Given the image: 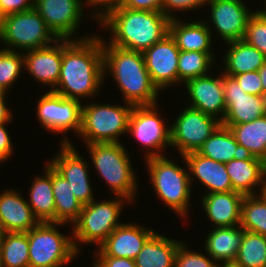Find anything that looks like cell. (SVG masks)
<instances>
[{
	"instance_id": "1",
	"label": "cell",
	"mask_w": 266,
	"mask_h": 267,
	"mask_svg": "<svg viewBox=\"0 0 266 267\" xmlns=\"http://www.w3.org/2000/svg\"><path fill=\"white\" fill-rule=\"evenodd\" d=\"M103 48L100 35L63 39L60 76L52 92L65 98L93 99L102 89Z\"/></svg>"
},
{
	"instance_id": "2",
	"label": "cell",
	"mask_w": 266,
	"mask_h": 267,
	"mask_svg": "<svg viewBox=\"0 0 266 267\" xmlns=\"http://www.w3.org/2000/svg\"><path fill=\"white\" fill-rule=\"evenodd\" d=\"M98 22L111 31L109 44L144 52L169 34L170 19L162 12L132 10L120 5L103 14Z\"/></svg>"
},
{
	"instance_id": "3",
	"label": "cell",
	"mask_w": 266,
	"mask_h": 267,
	"mask_svg": "<svg viewBox=\"0 0 266 267\" xmlns=\"http://www.w3.org/2000/svg\"><path fill=\"white\" fill-rule=\"evenodd\" d=\"M103 73L111 74L121 91L123 102L132 105L158 103L159 89L145 67L142 52L125 50L102 39Z\"/></svg>"
},
{
	"instance_id": "4",
	"label": "cell",
	"mask_w": 266,
	"mask_h": 267,
	"mask_svg": "<svg viewBox=\"0 0 266 267\" xmlns=\"http://www.w3.org/2000/svg\"><path fill=\"white\" fill-rule=\"evenodd\" d=\"M91 163L106 182L114 196H120L130 203L135 199L138 182L127 149L121 142L85 144Z\"/></svg>"
},
{
	"instance_id": "5",
	"label": "cell",
	"mask_w": 266,
	"mask_h": 267,
	"mask_svg": "<svg viewBox=\"0 0 266 267\" xmlns=\"http://www.w3.org/2000/svg\"><path fill=\"white\" fill-rule=\"evenodd\" d=\"M149 171V180L157 198L182 219L189 216L191 184L187 167L179 166L166 156L145 160Z\"/></svg>"
},
{
	"instance_id": "6",
	"label": "cell",
	"mask_w": 266,
	"mask_h": 267,
	"mask_svg": "<svg viewBox=\"0 0 266 267\" xmlns=\"http://www.w3.org/2000/svg\"><path fill=\"white\" fill-rule=\"evenodd\" d=\"M114 198L99 202L95 199L83 205L78 220L72 225L73 242L78 253L82 244H95L98 248L109 234L122 224L119 219L123 206L130 201L120 196Z\"/></svg>"
},
{
	"instance_id": "7",
	"label": "cell",
	"mask_w": 266,
	"mask_h": 267,
	"mask_svg": "<svg viewBox=\"0 0 266 267\" xmlns=\"http://www.w3.org/2000/svg\"><path fill=\"white\" fill-rule=\"evenodd\" d=\"M134 105H109L88 102L82 106L79 137L85 144L121 142L120 137L128 134L129 118Z\"/></svg>"
},
{
	"instance_id": "8",
	"label": "cell",
	"mask_w": 266,
	"mask_h": 267,
	"mask_svg": "<svg viewBox=\"0 0 266 267\" xmlns=\"http://www.w3.org/2000/svg\"><path fill=\"white\" fill-rule=\"evenodd\" d=\"M65 225L67 224L40 222L27 232L29 267L65 266L80 255L75 249L72 232L65 236L57 228Z\"/></svg>"
},
{
	"instance_id": "9",
	"label": "cell",
	"mask_w": 266,
	"mask_h": 267,
	"mask_svg": "<svg viewBox=\"0 0 266 267\" xmlns=\"http://www.w3.org/2000/svg\"><path fill=\"white\" fill-rule=\"evenodd\" d=\"M56 40L58 38L34 8L5 18L3 43L7 47L4 49L25 52L50 46Z\"/></svg>"
},
{
	"instance_id": "10",
	"label": "cell",
	"mask_w": 266,
	"mask_h": 267,
	"mask_svg": "<svg viewBox=\"0 0 266 267\" xmlns=\"http://www.w3.org/2000/svg\"><path fill=\"white\" fill-rule=\"evenodd\" d=\"M158 107L157 103L135 105L129 118L127 133L145 147V159L165 156L161 152L164 148L171 147L170 125L161 118Z\"/></svg>"
},
{
	"instance_id": "11",
	"label": "cell",
	"mask_w": 266,
	"mask_h": 267,
	"mask_svg": "<svg viewBox=\"0 0 266 267\" xmlns=\"http://www.w3.org/2000/svg\"><path fill=\"white\" fill-rule=\"evenodd\" d=\"M178 114L170 126L171 147L174 146L178 149L181 156L197 152L222 124L215 117L204 114L188 105Z\"/></svg>"
},
{
	"instance_id": "12",
	"label": "cell",
	"mask_w": 266,
	"mask_h": 267,
	"mask_svg": "<svg viewBox=\"0 0 266 267\" xmlns=\"http://www.w3.org/2000/svg\"><path fill=\"white\" fill-rule=\"evenodd\" d=\"M82 105L78 100L47 91L39 98L35 114L42 127L52 133L64 134L71 130L78 135Z\"/></svg>"
},
{
	"instance_id": "13",
	"label": "cell",
	"mask_w": 266,
	"mask_h": 267,
	"mask_svg": "<svg viewBox=\"0 0 266 267\" xmlns=\"http://www.w3.org/2000/svg\"><path fill=\"white\" fill-rule=\"evenodd\" d=\"M59 146L60 151L48 163L70 183L74 196L83 205L91 203L95 197L87 161L68 138H62Z\"/></svg>"
},
{
	"instance_id": "14",
	"label": "cell",
	"mask_w": 266,
	"mask_h": 267,
	"mask_svg": "<svg viewBox=\"0 0 266 267\" xmlns=\"http://www.w3.org/2000/svg\"><path fill=\"white\" fill-rule=\"evenodd\" d=\"M207 5L210 20L205 23L211 34L215 30L225 44L244 38L248 19L255 10L247 8L243 0H208Z\"/></svg>"
},
{
	"instance_id": "15",
	"label": "cell",
	"mask_w": 266,
	"mask_h": 267,
	"mask_svg": "<svg viewBox=\"0 0 266 267\" xmlns=\"http://www.w3.org/2000/svg\"><path fill=\"white\" fill-rule=\"evenodd\" d=\"M83 0H34V9L58 39H73L80 27Z\"/></svg>"
},
{
	"instance_id": "16",
	"label": "cell",
	"mask_w": 266,
	"mask_h": 267,
	"mask_svg": "<svg viewBox=\"0 0 266 267\" xmlns=\"http://www.w3.org/2000/svg\"><path fill=\"white\" fill-rule=\"evenodd\" d=\"M226 114L225 127L251 122L266 114V97L244 92L236 79L223 73Z\"/></svg>"
},
{
	"instance_id": "17",
	"label": "cell",
	"mask_w": 266,
	"mask_h": 267,
	"mask_svg": "<svg viewBox=\"0 0 266 267\" xmlns=\"http://www.w3.org/2000/svg\"><path fill=\"white\" fill-rule=\"evenodd\" d=\"M179 53L180 50L170 34L142 52L145 67L160 92L172 85L178 86Z\"/></svg>"
},
{
	"instance_id": "18",
	"label": "cell",
	"mask_w": 266,
	"mask_h": 267,
	"mask_svg": "<svg viewBox=\"0 0 266 267\" xmlns=\"http://www.w3.org/2000/svg\"><path fill=\"white\" fill-rule=\"evenodd\" d=\"M184 87L190 96L189 107L223 121L226 114L223 72L217 77L207 74L188 80Z\"/></svg>"
},
{
	"instance_id": "19",
	"label": "cell",
	"mask_w": 266,
	"mask_h": 267,
	"mask_svg": "<svg viewBox=\"0 0 266 267\" xmlns=\"http://www.w3.org/2000/svg\"><path fill=\"white\" fill-rule=\"evenodd\" d=\"M155 230L136 223H122L94 250V256H111L134 260Z\"/></svg>"
},
{
	"instance_id": "20",
	"label": "cell",
	"mask_w": 266,
	"mask_h": 267,
	"mask_svg": "<svg viewBox=\"0 0 266 267\" xmlns=\"http://www.w3.org/2000/svg\"><path fill=\"white\" fill-rule=\"evenodd\" d=\"M63 39L56 40L47 47L32 49L23 53L24 69L35 78L37 83L51 87L52 91L60 76L62 63Z\"/></svg>"
},
{
	"instance_id": "21",
	"label": "cell",
	"mask_w": 266,
	"mask_h": 267,
	"mask_svg": "<svg viewBox=\"0 0 266 267\" xmlns=\"http://www.w3.org/2000/svg\"><path fill=\"white\" fill-rule=\"evenodd\" d=\"M188 168L191 187L194 178L199 180L208 193L233 191L230 176L226 171L225 163L191 152L181 156Z\"/></svg>"
},
{
	"instance_id": "22",
	"label": "cell",
	"mask_w": 266,
	"mask_h": 267,
	"mask_svg": "<svg viewBox=\"0 0 266 267\" xmlns=\"http://www.w3.org/2000/svg\"><path fill=\"white\" fill-rule=\"evenodd\" d=\"M39 223L22 193L14 189L0 192L1 232H28Z\"/></svg>"
},
{
	"instance_id": "23",
	"label": "cell",
	"mask_w": 266,
	"mask_h": 267,
	"mask_svg": "<svg viewBox=\"0 0 266 267\" xmlns=\"http://www.w3.org/2000/svg\"><path fill=\"white\" fill-rule=\"evenodd\" d=\"M202 196L200 203L208 220L212 222V228L240 225L241 204L244 195L230 191L204 193Z\"/></svg>"
},
{
	"instance_id": "24",
	"label": "cell",
	"mask_w": 266,
	"mask_h": 267,
	"mask_svg": "<svg viewBox=\"0 0 266 267\" xmlns=\"http://www.w3.org/2000/svg\"><path fill=\"white\" fill-rule=\"evenodd\" d=\"M197 153L221 163H227L233 159L262 160L254 157L244 146L239 145L229 127L222 124L202 144Z\"/></svg>"
},
{
	"instance_id": "25",
	"label": "cell",
	"mask_w": 266,
	"mask_h": 267,
	"mask_svg": "<svg viewBox=\"0 0 266 267\" xmlns=\"http://www.w3.org/2000/svg\"><path fill=\"white\" fill-rule=\"evenodd\" d=\"M169 34L176 46L182 51L212 52L213 35L207 27L205 19L183 22L181 18L171 19Z\"/></svg>"
},
{
	"instance_id": "26",
	"label": "cell",
	"mask_w": 266,
	"mask_h": 267,
	"mask_svg": "<svg viewBox=\"0 0 266 267\" xmlns=\"http://www.w3.org/2000/svg\"><path fill=\"white\" fill-rule=\"evenodd\" d=\"M207 235L203 245L205 252L217 263L220 262V266L233 264L241 245L243 228L240 225L212 228Z\"/></svg>"
},
{
	"instance_id": "27",
	"label": "cell",
	"mask_w": 266,
	"mask_h": 267,
	"mask_svg": "<svg viewBox=\"0 0 266 267\" xmlns=\"http://www.w3.org/2000/svg\"><path fill=\"white\" fill-rule=\"evenodd\" d=\"M233 191L242 195H255L261 192L266 177L264 160H237L225 163ZM260 186V187H259ZM259 187V191L255 189Z\"/></svg>"
},
{
	"instance_id": "28",
	"label": "cell",
	"mask_w": 266,
	"mask_h": 267,
	"mask_svg": "<svg viewBox=\"0 0 266 267\" xmlns=\"http://www.w3.org/2000/svg\"><path fill=\"white\" fill-rule=\"evenodd\" d=\"M182 242L155 232L134 259L136 267H174Z\"/></svg>"
},
{
	"instance_id": "29",
	"label": "cell",
	"mask_w": 266,
	"mask_h": 267,
	"mask_svg": "<svg viewBox=\"0 0 266 267\" xmlns=\"http://www.w3.org/2000/svg\"><path fill=\"white\" fill-rule=\"evenodd\" d=\"M223 73L229 76L258 71L266 62V56L246 41L238 40L226 43Z\"/></svg>"
},
{
	"instance_id": "30",
	"label": "cell",
	"mask_w": 266,
	"mask_h": 267,
	"mask_svg": "<svg viewBox=\"0 0 266 267\" xmlns=\"http://www.w3.org/2000/svg\"><path fill=\"white\" fill-rule=\"evenodd\" d=\"M44 176L34 177L29 193V206L39 222H54L55 199L52 189V166L44 165Z\"/></svg>"
},
{
	"instance_id": "31",
	"label": "cell",
	"mask_w": 266,
	"mask_h": 267,
	"mask_svg": "<svg viewBox=\"0 0 266 267\" xmlns=\"http://www.w3.org/2000/svg\"><path fill=\"white\" fill-rule=\"evenodd\" d=\"M52 189L55 199L54 222L73 225L83 204L74 196L70 183L52 167Z\"/></svg>"
},
{
	"instance_id": "32",
	"label": "cell",
	"mask_w": 266,
	"mask_h": 267,
	"mask_svg": "<svg viewBox=\"0 0 266 267\" xmlns=\"http://www.w3.org/2000/svg\"><path fill=\"white\" fill-rule=\"evenodd\" d=\"M236 142L266 162V114L248 123L229 126Z\"/></svg>"
},
{
	"instance_id": "33",
	"label": "cell",
	"mask_w": 266,
	"mask_h": 267,
	"mask_svg": "<svg viewBox=\"0 0 266 267\" xmlns=\"http://www.w3.org/2000/svg\"><path fill=\"white\" fill-rule=\"evenodd\" d=\"M0 266L29 267V243L27 232L1 233Z\"/></svg>"
},
{
	"instance_id": "34",
	"label": "cell",
	"mask_w": 266,
	"mask_h": 267,
	"mask_svg": "<svg viewBox=\"0 0 266 267\" xmlns=\"http://www.w3.org/2000/svg\"><path fill=\"white\" fill-rule=\"evenodd\" d=\"M213 54L214 52L180 50L178 59V85H184L188 80L210 74V70L214 67L216 60L214 57L216 55Z\"/></svg>"
},
{
	"instance_id": "35",
	"label": "cell",
	"mask_w": 266,
	"mask_h": 267,
	"mask_svg": "<svg viewBox=\"0 0 266 267\" xmlns=\"http://www.w3.org/2000/svg\"><path fill=\"white\" fill-rule=\"evenodd\" d=\"M233 265L266 267V236L243 229V237Z\"/></svg>"
},
{
	"instance_id": "36",
	"label": "cell",
	"mask_w": 266,
	"mask_h": 267,
	"mask_svg": "<svg viewBox=\"0 0 266 267\" xmlns=\"http://www.w3.org/2000/svg\"><path fill=\"white\" fill-rule=\"evenodd\" d=\"M240 226L246 231L266 236V199L261 193L243 197Z\"/></svg>"
},
{
	"instance_id": "37",
	"label": "cell",
	"mask_w": 266,
	"mask_h": 267,
	"mask_svg": "<svg viewBox=\"0 0 266 267\" xmlns=\"http://www.w3.org/2000/svg\"><path fill=\"white\" fill-rule=\"evenodd\" d=\"M23 70V52L0 48V85L9 91Z\"/></svg>"
},
{
	"instance_id": "38",
	"label": "cell",
	"mask_w": 266,
	"mask_h": 267,
	"mask_svg": "<svg viewBox=\"0 0 266 267\" xmlns=\"http://www.w3.org/2000/svg\"><path fill=\"white\" fill-rule=\"evenodd\" d=\"M243 40L266 56V16L260 9L249 17Z\"/></svg>"
},
{
	"instance_id": "39",
	"label": "cell",
	"mask_w": 266,
	"mask_h": 267,
	"mask_svg": "<svg viewBox=\"0 0 266 267\" xmlns=\"http://www.w3.org/2000/svg\"><path fill=\"white\" fill-rule=\"evenodd\" d=\"M205 255V256H204ZM192 251L183 241L176 253L174 267H220L208 254Z\"/></svg>"
},
{
	"instance_id": "40",
	"label": "cell",
	"mask_w": 266,
	"mask_h": 267,
	"mask_svg": "<svg viewBox=\"0 0 266 267\" xmlns=\"http://www.w3.org/2000/svg\"><path fill=\"white\" fill-rule=\"evenodd\" d=\"M207 2L208 0H163L162 13L171 20L177 18L175 16V14H178L177 11H195V9L206 6Z\"/></svg>"
},
{
	"instance_id": "41",
	"label": "cell",
	"mask_w": 266,
	"mask_h": 267,
	"mask_svg": "<svg viewBox=\"0 0 266 267\" xmlns=\"http://www.w3.org/2000/svg\"><path fill=\"white\" fill-rule=\"evenodd\" d=\"M247 94L263 95L262 82L258 71L233 76Z\"/></svg>"
},
{
	"instance_id": "42",
	"label": "cell",
	"mask_w": 266,
	"mask_h": 267,
	"mask_svg": "<svg viewBox=\"0 0 266 267\" xmlns=\"http://www.w3.org/2000/svg\"><path fill=\"white\" fill-rule=\"evenodd\" d=\"M34 8V0H0V12L5 16Z\"/></svg>"
},
{
	"instance_id": "43",
	"label": "cell",
	"mask_w": 266,
	"mask_h": 267,
	"mask_svg": "<svg viewBox=\"0 0 266 267\" xmlns=\"http://www.w3.org/2000/svg\"><path fill=\"white\" fill-rule=\"evenodd\" d=\"M163 0H126L121 6L132 10L162 12Z\"/></svg>"
},
{
	"instance_id": "44",
	"label": "cell",
	"mask_w": 266,
	"mask_h": 267,
	"mask_svg": "<svg viewBox=\"0 0 266 267\" xmlns=\"http://www.w3.org/2000/svg\"><path fill=\"white\" fill-rule=\"evenodd\" d=\"M7 124L10 123H2L0 124V159L6 162L13 154V143L10 138V134L8 133Z\"/></svg>"
},
{
	"instance_id": "45",
	"label": "cell",
	"mask_w": 266,
	"mask_h": 267,
	"mask_svg": "<svg viewBox=\"0 0 266 267\" xmlns=\"http://www.w3.org/2000/svg\"><path fill=\"white\" fill-rule=\"evenodd\" d=\"M94 261L100 267H136L134 260L129 258H116L111 256H94Z\"/></svg>"
},
{
	"instance_id": "46",
	"label": "cell",
	"mask_w": 266,
	"mask_h": 267,
	"mask_svg": "<svg viewBox=\"0 0 266 267\" xmlns=\"http://www.w3.org/2000/svg\"><path fill=\"white\" fill-rule=\"evenodd\" d=\"M126 0H100L93 8L90 17L93 20H98L103 14L110 9L122 5ZM97 9V10H96ZM99 9V10H98Z\"/></svg>"
},
{
	"instance_id": "47",
	"label": "cell",
	"mask_w": 266,
	"mask_h": 267,
	"mask_svg": "<svg viewBox=\"0 0 266 267\" xmlns=\"http://www.w3.org/2000/svg\"><path fill=\"white\" fill-rule=\"evenodd\" d=\"M6 99H0V124L13 121L12 111L7 107Z\"/></svg>"
},
{
	"instance_id": "48",
	"label": "cell",
	"mask_w": 266,
	"mask_h": 267,
	"mask_svg": "<svg viewBox=\"0 0 266 267\" xmlns=\"http://www.w3.org/2000/svg\"><path fill=\"white\" fill-rule=\"evenodd\" d=\"M258 72L262 82L263 95L266 97V62L259 68Z\"/></svg>"
},
{
	"instance_id": "49",
	"label": "cell",
	"mask_w": 266,
	"mask_h": 267,
	"mask_svg": "<svg viewBox=\"0 0 266 267\" xmlns=\"http://www.w3.org/2000/svg\"><path fill=\"white\" fill-rule=\"evenodd\" d=\"M6 16L0 12V42H3Z\"/></svg>"
},
{
	"instance_id": "50",
	"label": "cell",
	"mask_w": 266,
	"mask_h": 267,
	"mask_svg": "<svg viewBox=\"0 0 266 267\" xmlns=\"http://www.w3.org/2000/svg\"><path fill=\"white\" fill-rule=\"evenodd\" d=\"M9 91L3 87L2 85H0V99H6V96L9 95L7 94Z\"/></svg>"
},
{
	"instance_id": "51",
	"label": "cell",
	"mask_w": 266,
	"mask_h": 267,
	"mask_svg": "<svg viewBox=\"0 0 266 267\" xmlns=\"http://www.w3.org/2000/svg\"><path fill=\"white\" fill-rule=\"evenodd\" d=\"M84 1L87 3L86 6H89L90 9H91V7H92V9H93V7H94L100 0H84Z\"/></svg>"
},
{
	"instance_id": "52",
	"label": "cell",
	"mask_w": 266,
	"mask_h": 267,
	"mask_svg": "<svg viewBox=\"0 0 266 267\" xmlns=\"http://www.w3.org/2000/svg\"><path fill=\"white\" fill-rule=\"evenodd\" d=\"M260 193L266 199V177H265L264 184L262 186V189H261V192Z\"/></svg>"
},
{
	"instance_id": "53",
	"label": "cell",
	"mask_w": 266,
	"mask_h": 267,
	"mask_svg": "<svg viewBox=\"0 0 266 267\" xmlns=\"http://www.w3.org/2000/svg\"><path fill=\"white\" fill-rule=\"evenodd\" d=\"M220 267H236L233 264H225V265H221Z\"/></svg>"
},
{
	"instance_id": "54",
	"label": "cell",
	"mask_w": 266,
	"mask_h": 267,
	"mask_svg": "<svg viewBox=\"0 0 266 267\" xmlns=\"http://www.w3.org/2000/svg\"><path fill=\"white\" fill-rule=\"evenodd\" d=\"M266 0H264V2H265ZM265 6H266V2H265ZM265 16H266V7H265V9H262L261 8V10H260Z\"/></svg>"
},
{
	"instance_id": "55",
	"label": "cell",
	"mask_w": 266,
	"mask_h": 267,
	"mask_svg": "<svg viewBox=\"0 0 266 267\" xmlns=\"http://www.w3.org/2000/svg\"><path fill=\"white\" fill-rule=\"evenodd\" d=\"M92 267H100L96 262L93 261Z\"/></svg>"
}]
</instances>
